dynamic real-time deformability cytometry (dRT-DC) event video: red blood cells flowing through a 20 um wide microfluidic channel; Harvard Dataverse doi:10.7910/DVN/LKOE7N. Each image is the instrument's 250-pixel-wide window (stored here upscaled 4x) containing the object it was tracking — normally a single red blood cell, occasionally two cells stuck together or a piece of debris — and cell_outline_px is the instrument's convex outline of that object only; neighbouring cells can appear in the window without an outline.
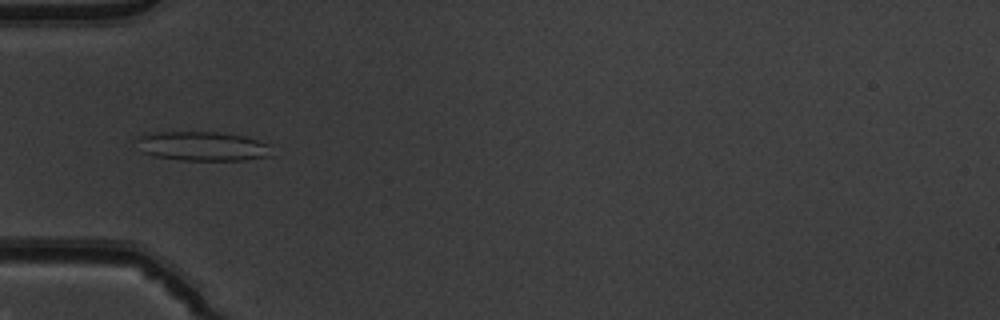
{"species": "common noctule bat (a hibernating species)", "species_latin": "Nyctalus noctula", "temperature_condition": "warm", "stored_images_in_passage": 52, "camera_frame_rate_fps": 3000, "um_per_image_px": 0.085, "animal": {"sex": "male", "body_mass_g": 19.5, "forearm_length_mm": 54.6}, "frame": {"image": 1, "passage_image": 18, "time_ms": 5.667, "image_size_px": [1000, 320], "cell_outline_px": [[272, 156], [244, 160], [180, 160], [156, 156], [144, 152], [136, 136], [152, 132], [220, 132], [244, 136], [268, 144]], "centroid_in_image_um": [17.24, 12.42], "position_along_channel_um": 67.8, "area_um2": 22.83}}
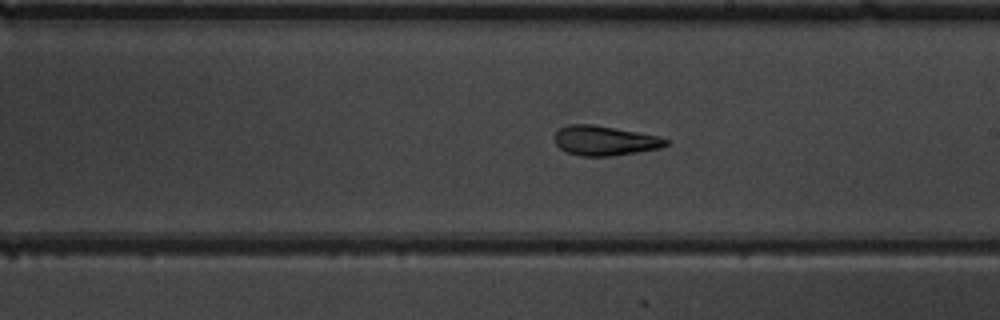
{"frame": {"image": 2, "passage_image": 31, "time_ms": 10.0, "image_size_px": [1000, 320], "cell_outline_px": [[668, 144], [660, 148], [612, 156], [580, 156], [568, 152], [560, 148], [556, 144], [556, 132], [560, 128], [568, 124], [592, 124], [636, 132], [656, 136], [668, 140]], "centroid_in_image_um": [51.38, 11.96], "position_along_channel_um": 237.6, "area_um2": 18.9}}
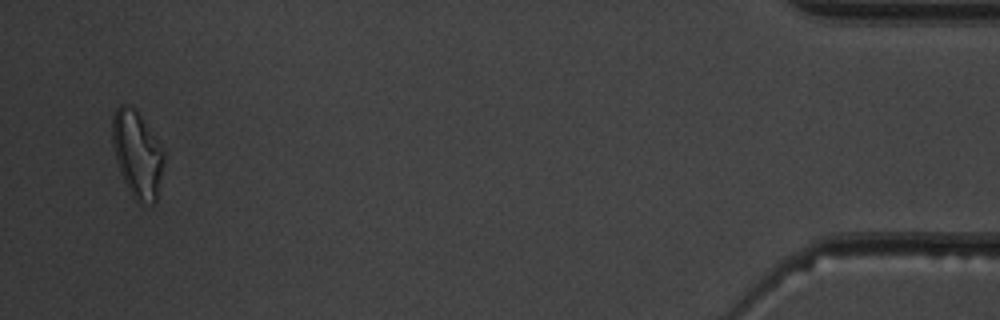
{"frame": {"image": 3, "passage_image": 51, "time_ms": 16.667, "image_size_px": [1000, 320], "cell_outline_px": [[164, 160], [156, 200], [152, 204], [140, 204], [132, 196], [120, 172], [116, 160], [112, 144], [112, 116], [116, 108], [120, 104], [128, 104], [140, 116], [164, 148]], "centroid_in_image_um": [11.66, 13.11], "position_along_channel_um": 423.5, "area_um2": 25.89}, "authors_computed_cell_mechanics": {"area_um2": 21.1548, "velocity_mm_per_s": 3.9421, "shape_relaxation_time_tau1_ms": 7.7278, "shape_relaxation_time_tau2_ms": 2.1122, "deformation_change_tau1": 0.2186, "deformation_change_tau2": 0.1085}}